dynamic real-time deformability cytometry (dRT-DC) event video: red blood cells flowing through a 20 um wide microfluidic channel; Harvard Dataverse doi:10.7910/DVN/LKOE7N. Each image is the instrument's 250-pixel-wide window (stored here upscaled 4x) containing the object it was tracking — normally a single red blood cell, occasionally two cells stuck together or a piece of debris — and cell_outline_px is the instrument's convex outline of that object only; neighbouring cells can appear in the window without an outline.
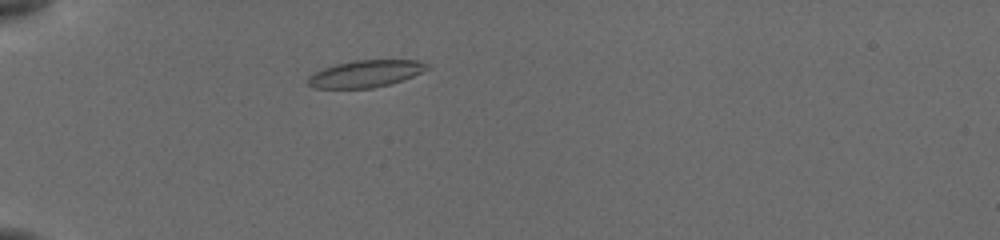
{"species": "common noctule bat (a hibernating species)", "species_latin": "Nyctalus noctula", "temperature_condition": "cold", "stored_images_in_passage": 21, "camera_frame_rate_fps": 3000, "um_per_image_px": 0.085, "animal": {"sex": "female", "body_mass_g": 19.5, "forearm_length_mm": 54.1}, "frame": {"image": 1, "passage_image": 7, "time_ms": 1.333, "image_size_px": [1000, 240], "cell_outline_px": [[432, 68], [404, 80], [372, 88], [312, 88], [308, 84], [308, 76], [324, 68], [336, 64], [352, 60], [416, 60], [428, 64]], "centroid_in_image_um": [31.11, 6.26], "position_along_channel_um": 53.9, "area_um2": 18.79}}
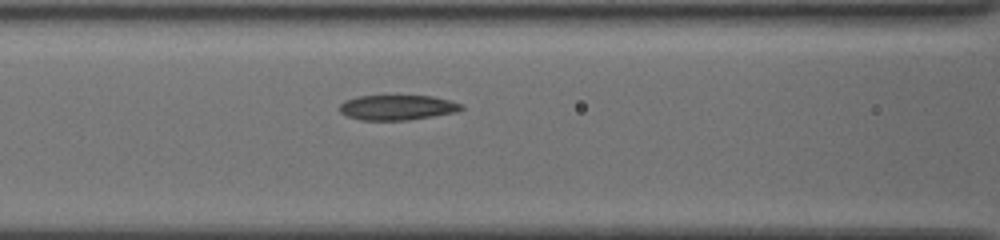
{"frame": {"image": 2, "passage_image": 14, "time_ms": 4.0, "image_size_px": [1000, 240], "cell_outline_px": [[464, 108], [456, 112], [408, 120], [360, 120], [348, 116], [340, 112], [340, 104], [344, 100], [356, 96], [432, 96], [448, 100], [460, 104]], "centroid_in_image_um": [33.73, 9.13], "position_along_channel_um": 132.9, "area_um2": 17.63}}
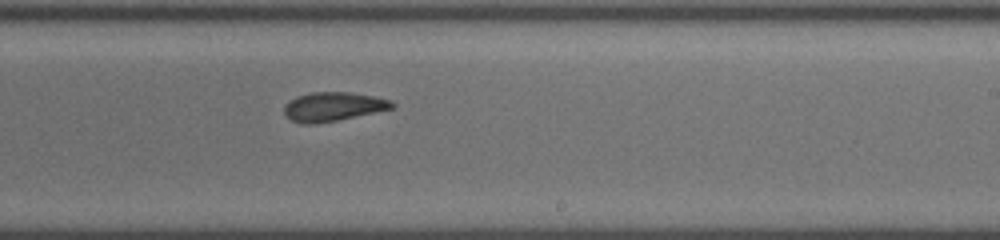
{"frame": {"image": 3, "passage_image": 21, "time_ms": 7.333, "image_size_px": [1000, 240], "cell_outline_px": [[396, 108], [316, 124], [300, 124], [292, 120], [284, 112], [284, 104], [296, 96], [312, 92], [352, 92], [392, 100], [396, 104]], "centroid_in_image_um": [28.33, 9.06], "position_along_channel_um": 260.7, "area_um2": 18.32}}